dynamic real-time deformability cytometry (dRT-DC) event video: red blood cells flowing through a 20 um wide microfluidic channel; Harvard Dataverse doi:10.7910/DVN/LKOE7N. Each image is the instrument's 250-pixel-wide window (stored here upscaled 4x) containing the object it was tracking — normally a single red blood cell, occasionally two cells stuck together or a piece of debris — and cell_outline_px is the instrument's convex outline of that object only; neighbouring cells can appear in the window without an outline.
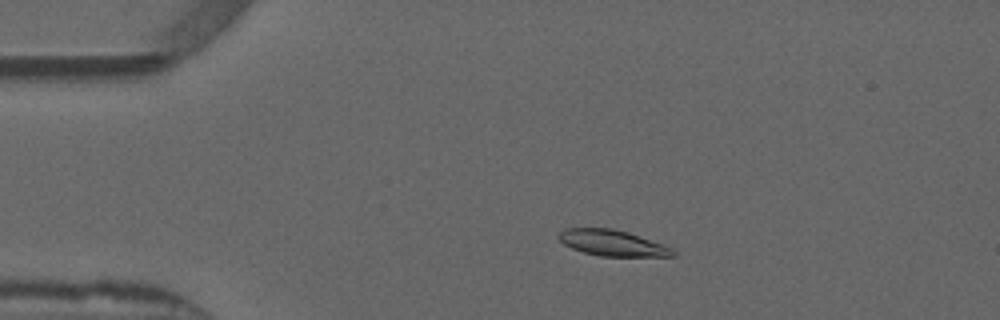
{"species": "common noctule bat (a hibernating species)", "species_latin": "Nyctalus noctula", "temperature_condition": "warm", "stored_images_in_passage": 53, "camera_frame_rate_fps": 3000, "um_per_image_px": 0.085, "animal": {"sex": "male", "forearm_length_mm": 52.5}, "frame": {"image": 1, "passage_image": 11, "time_ms": 3.333, "image_size_px": [1000, 320], "cell_outline_px": [[676, 256], [600, 256], [584, 252], [572, 248], [564, 244], [556, 236], [564, 228], [612, 228], [628, 232], [672, 248], [676, 252]], "centroid_in_image_um": [52.03, 20.65], "position_along_channel_um": 33.0, "area_um2": 17.11}}
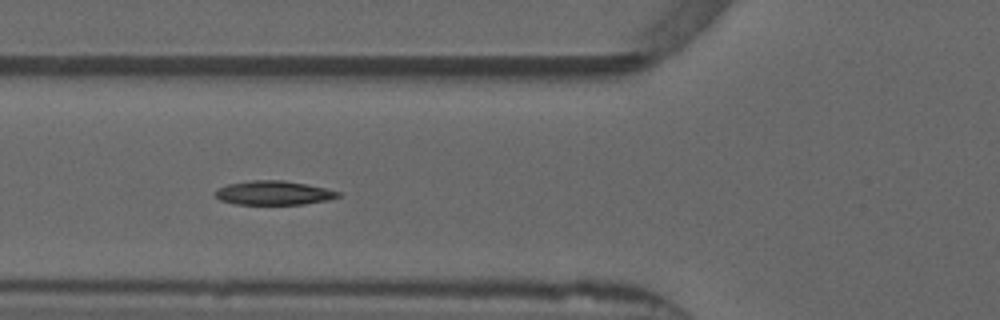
{"frame": {"image": 2, "passage_image": 20, "time_ms": 6.333, "image_size_px": [1000, 320], "cell_outline_px": [[340, 196], [328, 200], [304, 204], [236, 204], [220, 200], [212, 192], [216, 188], [228, 184], [252, 180], [284, 180], [324, 188], [340, 192]], "centroid_in_image_um": [23.21, 16.39], "position_along_channel_um": 102.6, "area_um2": 17.17}}
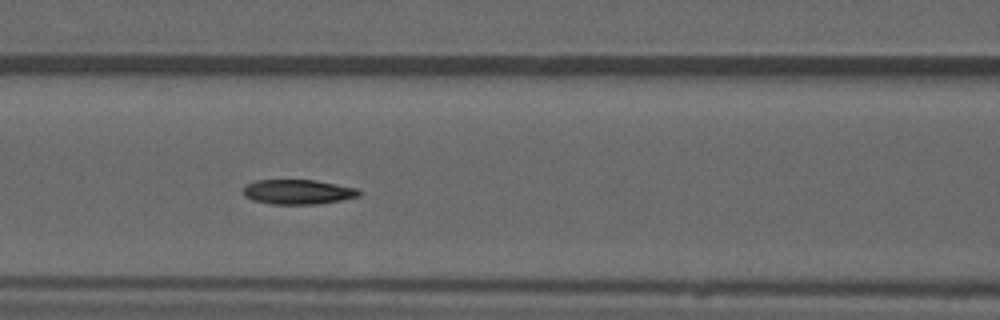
{"frame": {"image": 3, "passage_image": 23, "time_ms": 7.333, "image_size_px": [1000, 320], "cell_outline_px": [[360, 196], [340, 200], [316, 204], [272, 204], [252, 200], [244, 196], [244, 188], [248, 184], [256, 180], [316, 180], [356, 188], [360, 192]], "centroid_in_image_um": [25.31, 16.31], "position_along_channel_um": 141.3, "area_um2": 16.53}, "authors_computed_cell_mechanics": {"area_um2": 17.1666, "velocity_mm_per_s": 3.8474, "shape_relaxation_time_tau1_ms": 6.4943, "shape_relaxation_time_tau2_ms": 2.4208, "deformation_change_tau1": 0.194, "deformation_change_tau2": 0.0704}}